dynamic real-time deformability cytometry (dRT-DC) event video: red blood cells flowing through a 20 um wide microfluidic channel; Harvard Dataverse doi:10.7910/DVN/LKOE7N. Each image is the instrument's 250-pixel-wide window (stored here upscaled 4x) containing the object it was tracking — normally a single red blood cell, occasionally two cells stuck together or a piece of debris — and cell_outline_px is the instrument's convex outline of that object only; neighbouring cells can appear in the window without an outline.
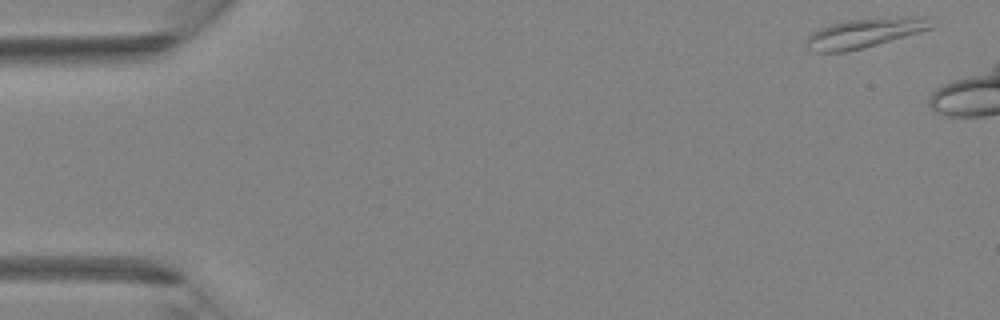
{"species": "Egyptian fruit bat (a non-hibernating species)", "species_latin": "Rousettus aegyptiacus", "temperature_condition": "room temperature", "stored_images_in_passage": 7, "camera_frame_rate_fps": 3000, "um_per_image_px": 0.085, "animal": {"sex": "female"}, "frame": {"image": 1, "passage_image": 1, "time_ms": 0.0, "image_size_px": [1000, 320], "cell_outline_px": [[932, 28], [876, 44], [844, 52], [812, 52], [808, 48], [808, 36], [812, 32], [820, 28], [832, 24], [848, 20], [896, 16], [932, 16]], "centroid_in_image_um": [73.54, 2.77], "position_along_channel_um": 11.5, "area_um2": 21.21}}
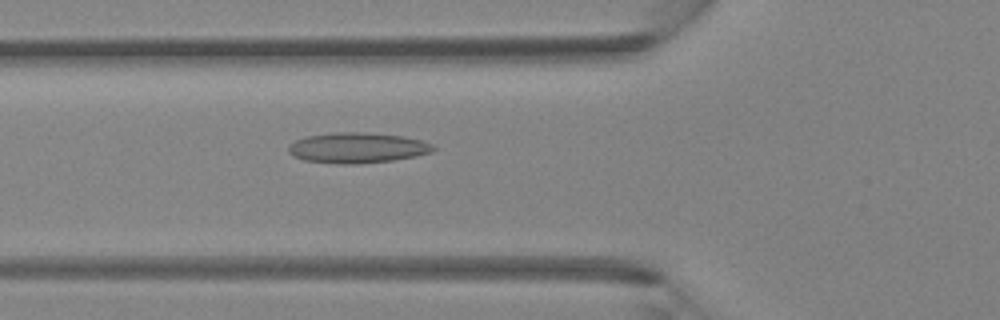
{"frame": {"image": 2, "passage_image": 7, "time_ms": 2.0, "image_size_px": [1000, 320], "cell_outline_px": [[436, 148], [432, 152], [416, 156], [392, 160], [356, 164], [336, 164], [304, 160], [292, 156], [288, 152], [288, 144], [296, 140], [308, 136], [336, 132], [364, 132], [404, 136], [420, 140], [432, 144]], "centroid_in_image_um": [30.35, 12.57], "position_along_channel_um": 95.4, "area_um2": 25.78}}